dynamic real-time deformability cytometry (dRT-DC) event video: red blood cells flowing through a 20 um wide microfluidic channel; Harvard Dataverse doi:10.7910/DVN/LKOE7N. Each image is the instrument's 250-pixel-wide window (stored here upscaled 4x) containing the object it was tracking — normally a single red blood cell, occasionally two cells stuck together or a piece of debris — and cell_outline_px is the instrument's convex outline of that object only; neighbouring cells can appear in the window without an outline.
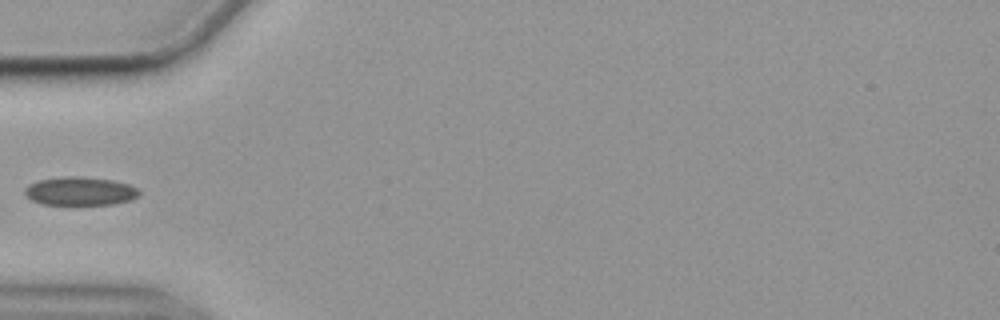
{"species": "common noctule bat (a hibernating species)", "species_latin": "Nyctalus noctula", "temperature_condition": "cold", "stored_images_in_passage": 39, "camera_frame_rate_fps": 3000, "um_per_image_px": 0.085, "animal": {"sex": "female", "body_mass_g": 19.9}, "frame": {"image": 1, "passage_image": 1, "time_ms": 0.0, "image_size_px": [1000, 320], "cell_outline_px": [[140, 196], [132, 200], [112, 204], [40, 204], [32, 200], [24, 192], [24, 188], [28, 184], [40, 180], [64, 176], [76, 176], [112, 180], [128, 184], [136, 188], [140, 192]], "centroid_in_image_um": [6.81, 16.25], "position_along_channel_um": 78.2, "area_um2": 18.9}}
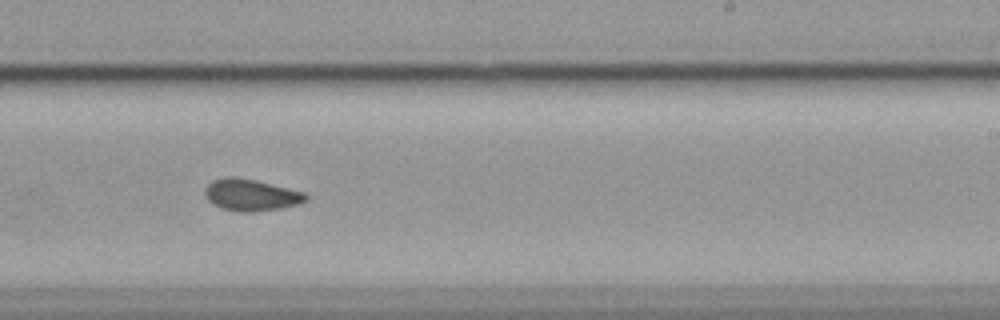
{"frame": {"image": 2, "passage_image": 17, "time_ms": 5.333, "image_size_px": [1000, 320], "cell_outline_px": [[308, 200], [296, 204], [280, 208], [252, 212], [240, 212], [220, 208], [212, 204], [204, 196], [204, 188], [212, 180], [228, 176], [236, 176], [256, 180], [304, 192], [308, 196]], "centroid_in_image_um": [21.28, 16.56], "position_along_channel_um": 267.7, "area_um2": 18.79}}
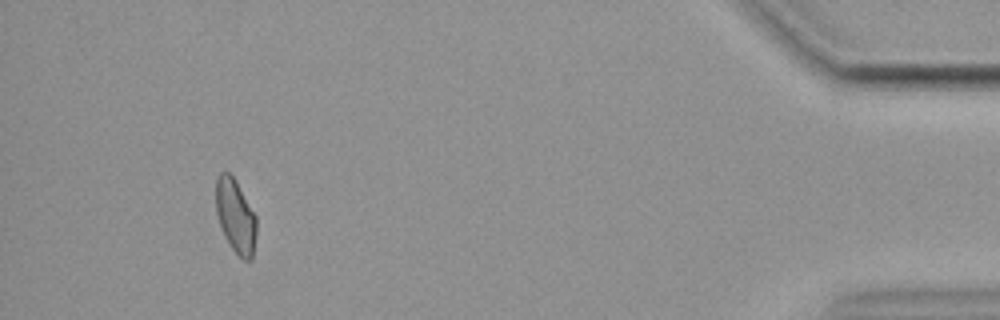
{"frame": {"image": 3, "passage_image": 35, "time_ms": 11.333, "image_size_px": [1000, 320], "cell_outline_px": [[256, 236], [252, 260], [244, 260], [232, 248], [224, 236], [216, 212], [216, 176], [220, 172], [228, 172], [236, 180], [256, 216]], "centroid_in_image_um": [20.02, 18.35], "position_along_channel_um": 415.2, "area_um2": 17.4}}